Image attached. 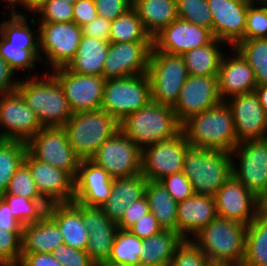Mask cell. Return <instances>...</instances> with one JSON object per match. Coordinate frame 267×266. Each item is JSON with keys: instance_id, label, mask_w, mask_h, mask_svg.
I'll use <instances>...</instances> for the list:
<instances>
[{"instance_id": "cell-1", "label": "cell", "mask_w": 267, "mask_h": 266, "mask_svg": "<svg viewBox=\"0 0 267 266\" xmlns=\"http://www.w3.org/2000/svg\"><path fill=\"white\" fill-rule=\"evenodd\" d=\"M25 75L29 76L19 79L16 88L25 103L43 127H63L73 112L56 78L45 70L42 75Z\"/></svg>"}, {"instance_id": "cell-2", "label": "cell", "mask_w": 267, "mask_h": 266, "mask_svg": "<svg viewBox=\"0 0 267 266\" xmlns=\"http://www.w3.org/2000/svg\"><path fill=\"white\" fill-rule=\"evenodd\" d=\"M181 127L189 145L226 152L237 145L232 112L225 101L189 118Z\"/></svg>"}, {"instance_id": "cell-3", "label": "cell", "mask_w": 267, "mask_h": 266, "mask_svg": "<svg viewBox=\"0 0 267 266\" xmlns=\"http://www.w3.org/2000/svg\"><path fill=\"white\" fill-rule=\"evenodd\" d=\"M246 229L247 226L241 222L217 216L190 240L211 263L242 266Z\"/></svg>"}, {"instance_id": "cell-4", "label": "cell", "mask_w": 267, "mask_h": 266, "mask_svg": "<svg viewBox=\"0 0 267 266\" xmlns=\"http://www.w3.org/2000/svg\"><path fill=\"white\" fill-rule=\"evenodd\" d=\"M181 126L171 107L152 100L119 122V129L141 149L175 138L182 132Z\"/></svg>"}, {"instance_id": "cell-5", "label": "cell", "mask_w": 267, "mask_h": 266, "mask_svg": "<svg viewBox=\"0 0 267 266\" xmlns=\"http://www.w3.org/2000/svg\"><path fill=\"white\" fill-rule=\"evenodd\" d=\"M232 165L231 152L188 145L182 172L191 182L194 194L214 197L233 174Z\"/></svg>"}, {"instance_id": "cell-6", "label": "cell", "mask_w": 267, "mask_h": 266, "mask_svg": "<svg viewBox=\"0 0 267 266\" xmlns=\"http://www.w3.org/2000/svg\"><path fill=\"white\" fill-rule=\"evenodd\" d=\"M63 128L76 155L81 160H90L119 130V122L107 111L98 109L73 113Z\"/></svg>"}, {"instance_id": "cell-7", "label": "cell", "mask_w": 267, "mask_h": 266, "mask_svg": "<svg viewBox=\"0 0 267 266\" xmlns=\"http://www.w3.org/2000/svg\"><path fill=\"white\" fill-rule=\"evenodd\" d=\"M147 75L151 100L173 108L188 77L182 55L169 54L152 47Z\"/></svg>"}, {"instance_id": "cell-8", "label": "cell", "mask_w": 267, "mask_h": 266, "mask_svg": "<svg viewBox=\"0 0 267 266\" xmlns=\"http://www.w3.org/2000/svg\"><path fill=\"white\" fill-rule=\"evenodd\" d=\"M151 101L147 73L105 80L101 109L118 122Z\"/></svg>"}, {"instance_id": "cell-9", "label": "cell", "mask_w": 267, "mask_h": 266, "mask_svg": "<svg viewBox=\"0 0 267 266\" xmlns=\"http://www.w3.org/2000/svg\"><path fill=\"white\" fill-rule=\"evenodd\" d=\"M37 24H39L42 65L46 63L51 70L66 67L77 53L83 36L81 27L73 21L69 23L38 22Z\"/></svg>"}, {"instance_id": "cell-10", "label": "cell", "mask_w": 267, "mask_h": 266, "mask_svg": "<svg viewBox=\"0 0 267 266\" xmlns=\"http://www.w3.org/2000/svg\"><path fill=\"white\" fill-rule=\"evenodd\" d=\"M231 156L233 175L258 199L267 194V140L239 142Z\"/></svg>"}, {"instance_id": "cell-11", "label": "cell", "mask_w": 267, "mask_h": 266, "mask_svg": "<svg viewBox=\"0 0 267 266\" xmlns=\"http://www.w3.org/2000/svg\"><path fill=\"white\" fill-rule=\"evenodd\" d=\"M27 151L35 159L61 169L75 179L81 159L68 142L63 127H43L27 142Z\"/></svg>"}, {"instance_id": "cell-12", "label": "cell", "mask_w": 267, "mask_h": 266, "mask_svg": "<svg viewBox=\"0 0 267 266\" xmlns=\"http://www.w3.org/2000/svg\"><path fill=\"white\" fill-rule=\"evenodd\" d=\"M142 149L120 129L107 139L90 159L112 178L131 177L141 173Z\"/></svg>"}, {"instance_id": "cell-13", "label": "cell", "mask_w": 267, "mask_h": 266, "mask_svg": "<svg viewBox=\"0 0 267 266\" xmlns=\"http://www.w3.org/2000/svg\"><path fill=\"white\" fill-rule=\"evenodd\" d=\"M42 128L37 115L17 90L0 95L1 139L27 143Z\"/></svg>"}, {"instance_id": "cell-14", "label": "cell", "mask_w": 267, "mask_h": 266, "mask_svg": "<svg viewBox=\"0 0 267 266\" xmlns=\"http://www.w3.org/2000/svg\"><path fill=\"white\" fill-rule=\"evenodd\" d=\"M60 84L73 113L101 109L105 78L72 73L66 67L49 71Z\"/></svg>"}, {"instance_id": "cell-15", "label": "cell", "mask_w": 267, "mask_h": 266, "mask_svg": "<svg viewBox=\"0 0 267 266\" xmlns=\"http://www.w3.org/2000/svg\"><path fill=\"white\" fill-rule=\"evenodd\" d=\"M189 145L181 132L173 139L142 148L141 173L149 181L161 179L183 171L184 153Z\"/></svg>"}, {"instance_id": "cell-16", "label": "cell", "mask_w": 267, "mask_h": 266, "mask_svg": "<svg viewBox=\"0 0 267 266\" xmlns=\"http://www.w3.org/2000/svg\"><path fill=\"white\" fill-rule=\"evenodd\" d=\"M221 102L218 90V75H188L180 90L179 98L172 109L176 113L177 120L182 125L189 118Z\"/></svg>"}, {"instance_id": "cell-17", "label": "cell", "mask_w": 267, "mask_h": 266, "mask_svg": "<svg viewBox=\"0 0 267 266\" xmlns=\"http://www.w3.org/2000/svg\"><path fill=\"white\" fill-rule=\"evenodd\" d=\"M153 42H110L102 76L105 80L147 73Z\"/></svg>"}, {"instance_id": "cell-18", "label": "cell", "mask_w": 267, "mask_h": 266, "mask_svg": "<svg viewBox=\"0 0 267 266\" xmlns=\"http://www.w3.org/2000/svg\"><path fill=\"white\" fill-rule=\"evenodd\" d=\"M225 102L232 112L237 144L247 140L265 139L267 112L255 91L233 96Z\"/></svg>"}, {"instance_id": "cell-19", "label": "cell", "mask_w": 267, "mask_h": 266, "mask_svg": "<svg viewBox=\"0 0 267 266\" xmlns=\"http://www.w3.org/2000/svg\"><path fill=\"white\" fill-rule=\"evenodd\" d=\"M217 216L246 226L258 215L259 199L233 174L214 195Z\"/></svg>"}, {"instance_id": "cell-20", "label": "cell", "mask_w": 267, "mask_h": 266, "mask_svg": "<svg viewBox=\"0 0 267 266\" xmlns=\"http://www.w3.org/2000/svg\"><path fill=\"white\" fill-rule=\"evenodd\" d=\"M212 14V34L228 47L244 40L249 0H207Z\"/></svg>"}, {"instance_id": "cell-21", "label": "cell", "mask_w": 267, "mask_h": 266, "mask_svg": "<svg viewBox=\"0 0 267 266\" xmlns=\"http://www.w3.org/2000/svg\"><path fill=\"white\" fill-rule=\"evenodd\" d=\"M24 163L36 182L38 193L49 204L71 203L74 199V179L65 171L35 159L28 151Z\"/></svg>"}, {"instance_id": "cell-22", "label": "cell", "mask_w": 267, "mask_h": 266, "mask_svg": "<svg viewBox=\"0 0 267 266\" xmlns=\"http://www.w3.org/2000/svg\"><path fill=\"white\" fill-rule=\"evenodd\" d=\"M72 202L82 211L83 224L88 229L86 252L97 265L107 261L119 230L117 223L109 220L101 207Z\"/></svg>"}, {"instance_id": "cell-23", "label": "cell", "mask_w": 267, "mask_h": 266, "mask_svg": "<svg viewBox=\"0 0 267 266\" xmlns=\"http://www.w3.org/2000/svg\"><path fill=\"white\" fill-rule=\"evenodd\" d=\"M213 39L209 29L177 18L153 38V46L161 52L183 55L209 44Z\"/></svg>"}, {"instance_id": "cell-24", "label": "cell", "mask_w": 267, "mask_h": 266, "mask_svg": "<svg viewBox=\"0 0 267 266\" xmlns=\"http://www.w3.org/2000/svg\"><path fill=\"white\" fill-rule=\"evenodd\" d=\"M113 178L91 160H81L74 179L73 201L86 206L100 207L112 191Z\"/></svg>"}, {"instance_id": "cell-25", "label": "cell", "mask_w": 267, "mask_h": 266, "mask_svg": "<svg viewBox=\"0 0 267 266\" xmlns=\"http://www.w3.org/2000/svg\"><path fill=\"white\" fill-rule=\"evenodd\" d=\"M230 49L233 50L232 55L230 52L229 56H223L218 72V90L222 101L253 92L257 87L251 66L234 47Z\"/></svg>"}, {"instance_id": "cell-26", "label": "cell", "mask_w": 267, "mask_h": 266, "mask_svg": "<svg viewBox=\"0 0 267 266\" xmlns=\"http://www.w3.org/2000/svg\"><path fill=\"white\" fill-rule=\"evenodd\" d=\"M216 217L214 197L193 194L177 204V233L190 240Z\"/></svg>"}, {"instance_id": "cell-27", "label": "cell", "mask_w": 267, "mask_h": 266, "mask_svg": "<svg viewBox=\"0 0 267 266\" xmlns=\"http://www.w3.org/2000/svg\"><path fill=\"white\" fill-rule=\"evenodd\" d=\"M147 179L139 173L131 177L113 178L108 200L100 207L107 218L118 223L127 206L145 195Z\"/></svg>"}, {"instance_id": "cell-28", "label": "cell", "mask_w": 267, "mask_h": 266, "mask_svg": "<svg viewBox=\"0 0 267 266\" xmlns=\"http://www.w3.org/2000/svg\"><path fill=\"white\" fill-rule=\"evenodd\" d=\"M47 215L58 225L66 245L86 250L88 229L83 224L82 211L73 202L50 204Z\"/></svg>"}, {"instance_id": "cell-29", "label": "cell", "mask_w": 267, "mask_h": 266, "mask_svg": "<svg viewBox=\"0 0 267 266\" xmlns=\"http://www.w3.org/2000/svg\"><path fill=\"white\" fill-rule=\"evenodd\" d=\"M64 243L58 225L46 214L41 220L22 227L21 254L53 253Z\"/></svg>"}, {"instance_id": "cell-30", "label": "cell", "mask_w": 267, "mask_h": 266, "mask_svg": "<svg viewBox=\"0 0 267 266\" xmlns=\"http://www.w3.org/2000/svg\"><path fill=\"white\" fill-rule=\"evenodd\" d=\"M110 41L82 36L77 53L66 68L81 75L102 76Z\"/></svg>"}, {"instance_id": "cell-31", "label": "cell", "mask_w": 267, "mask_h": 266, "mask_svg": "<svg viewBox=\"0 0 267 266\" xmlns=\"http://www.w3.org/2000/svg\"><path fill=\"white\" fill-rule=\"evenodd\" d=\"M132 8L152 38L178 18L177 0H132Z\"/></svg>"}, {"instance_id": "cell-32", "label": "cell", "mask_w": 267, "mask_h": 266, "mask_svg": "<svg viewBox=\"0 0 267 266\" xmlns=\"http://www.w3.org/2000/svg\"><path fill=\"white\" fill-rule=\"evenodd\" d=\"M183 240L177 232L171 230H163L154 236L142 239L140 265L169 266L176 248Z\"/></svg>"}, {"instance_id": "cell-33", "label": "cell", "mask_w": 267, "mask_h": 266, "mask_svg": "<svg viewBox=\"0 0 267 266\" xmlns=\"http://www.w3.org/2000/svg\"><path fill=\"white\" fill-rule=\"evenodd\" d=\"M221 45L223 47H221ZM228 46L223 41L214 38L209 44L192 49L182 55L188 75L214 76L218 75L224 56L223 48ZM221 47V48H220ZM222 49V50H221Z\"/></svg>"}, {"instance_id": "cell-34", "label": "cell", "mask_w": 267, "mask_h": 266, "mask_svg": "<svg viewBox=\"0 0 267 266\" xmlns=\"http://www.w3.org/2000/svg\"><path fill=\"white\" fill-rule=\"evenodd\" d=\"M150 212L163 230L177 232V202L160 182L147 180L145 187Z\"/></svg>"}, {"instance_id": "cell-35", "label": "cell", "mask_w": 267, "mask_h": 266, "mask_svg": "<svg viewBox=\"0 0 267 266\" xmlns=\"http://www.w3.org/2000/svg\"><path fill=\"white\" fill-rule=\"evenodd\" d=\"M242 266H267V221L259 215L247 225Z\"/></svg>"}, {"instance_id": "cell-36", "label": "cell", "mask_w": 267, "mask_h": 266, "mask_svg": "<svg viewBox=\"0 0 267 266\" xmlns=\"http://www.w3.org/2000/svg\"><path fill=\"white\" fill-rule=\"evenodd\" d=\"M110 42H153L137 12L131 8L111 21Z\"/></svg>"}, {"instance_id": "cell-37", "label": "cell", "mask_w": 267, "mask_h": 266, "mask_svg": "<svg viewBox=\"0 0 267 266\" xmlns=\"http://www.w3.org/2000/svg\"><path fill=\"white\" fill-rule=\"evenodd\" d=\"M0 56L15 74L20 70H27L33 75L31 69L36 70L35 63L40 64L41 62L40 46L11 45L1 34Z\"/></svg>"}, {"instance_id": "cell-38", "label": "cell", "mask_w": 267, "mask_h": 266, "mask_svg": "<svg viewBox=\"0 0 267 266\" xmlns=\"http://www.w3.org/2000/svg\"><path fill=\"white\" fill-rule=\"evenodd\" d=\"M27 143L0 140V196L6 192L16 170L24 162Z\"/></svg>"}, {"instance_id": "cell-39", "label": "cell", "mask_w": 267, "mask_h": 266, "mask_svg": "<svg viewBox=\"0 0 267 266\" xmlns=\"http://www.w3.org/2000/svg\"><path fill=\"white\" fill-rule=\"evenodd\" d=\"M234 48L253 69L257 85L267 84V38L244 39Z\"/></svg>"}, {"instance_id": "cell-40", "label": "cell", "mask_w": 267, "mask_h": 266, "mask_svg": "<svg viewBox=\"0 0 267 266\" xmlns=\"http://www.w3.org/2000/svg\"><path fill=\"white\" fill-rule=\"evenodd\" d=\"M0 197L9 205L10 212L23 226L41 220L50 206L45 199H27L13 194H2Z\"/></svg>"}, {"instance_id": "cell-41", "label": "cell", "mask_w": 267, "mask_h": 266, "mask_svg": "<svg viewBox=\"0 0 267 266\" xmlns=\"http://www.w3.org/2000/svg\"><path fill=\"white\" fill-rule=\"evenodd\" d=\"M9 19L0 22V34L17 46H39V30H31L26 15L10 14ZM36 32V34H35ZM35 35V36H34Z\"/></svg>"}, {"instance_id": "cell-42", "label": "cell", "mask_w": 267, "mask_h": 266, "mask_svg": "<svg viewBox=\"0 0 267 266\" xmlns=\"http://www.w3.org/2000/svg\"><path fill=\"white\" fill-rule=\"evenodd\" d=\"M142 239L128 230L119 229L109 259L105 262L140 264Z\"/></svg>"}, {"instance_id": "cell-43", "label": "cell", "mask_w": 267, "mask_h": 266, "mask_svg": "<svg viewBox=\"0 0 267 266\" xmlns=\"http://www.w3.org/2000/svg\"><path fill=\"white\" fill-rule=\"evenodd\" d=\"M177 13L178 18L212 32V14L207 0H177Z\"/></svg>"}, {"instance_id": "cell-44", "label": "cell", "mask_w": 267, "mask_h": 266, "mask_svg": "<svg viewBox=\"0 0 267 266\" xmlns=\"http://www.w3.org/2000/svg\"><path fill=\"white\" fill-rule=\"evenodd\" d=\"M262 38H267V2H252L247 8L244 39Z\"/></svg>"}, {"instance_id": "cell-45", "label": "cell", "mask_w": 267, "mask_h": 266, "mask_svg": "<svg viewBox=\"0 0 267 266\" xmlns=\"http://www.w3.org/2000/svg\"><path fill=\"white\" fill-rule=\"evenodd\" d=\"M21 195L27 199H44L36 189V182L33 179L29 167L23 162L16 170L10 180L5 193Z\"/></svg>"}, {"instance_id": "cell-46", "label": "cell", "mask_w": 267, "mask_h": 266, "mask_svg": "<svg viewBox=\"0 0 267 266\" xmlns=\"http://www.w3.org/2000/svg\"><path fill=\"white\" fill-rule=\"evenodd\" d=\"M36 14L40 16L39 22L69 23L73 19V4L64 0H46Z\"/></svg>"}, {"instance_id": "cell-47", "label": "cell", "mask_w": 267, "mask_h": 266, "mask_svg": "<svg viewBox=\"0 0 267 266\" xmlns=\"http://www.w3.org/2000/svg\"><path fill=\"white\" fill-rule=\"evenodd\" d=\"M22 231L0 228V260L6 266H17L21 258Z\"/></svg>"}, {"instance_id": "cell-48", "label": "cell", "mask_w": 267, "mask_h": 266, "mask_svg": "<svg viewBox=\"0 0 267 266\" xmlns=\"http://www.w3.org/2000/svg\"><path fill=\"white\" fill-rule=\"evenodd\" d=\"M211 262L191 240H183L176 248L169 266H208Z\"/></svg>"}, {"instance_id": "cell-49", "label": "cell", "mask_w": 267, "mask_h": 266, "mask_svg": "<svg viewBox=\"0 0 267 266\" xmlns=\"http://www.w3.org/2000/svg\"><path fill=\"white\" fill-rule=\"evenodd\" d=\"M52 254L62 266H97L86 250L74 249L65 243L59 244Z\"/></svg>"}, {"instance_id": "cell-50", "label": "cell", "mask_w": 267, "mask_h": 266, "mask_svg": "<svg viewBox=\"0 0 267 266\" xmlns=\"http://www.w3.org/2000/svg\"><path fill=\"white\" fill-rule=\"evenodd\" d=\"M159 182L177 203L194 194L192 184L183 172L171 174Z\"/></svg>"}, {"instance_id": "cell-51", "label": "cell", "mask_w": 267, "mask_h": 266, "mask_svg": "<svg viewBox=\"0 0 267 266\" xmlns=\"http://www.w3.org/2000/svg\"><path fill=\"white\" fill-rule=\"evenodd\" d=\"M98 16L113 21L132 8V0H94Z\"/></svg>"}, {"instance_id": "cell-52", "label": "cell", "mask_w": 267, "mask_h": 266, "mask_svg": "<svg viewBox=\"0 0 267 266\" xmlns=\"http://www.w3.org/2000/svg\"><path fill=\"white\" fill-rule=\"evenodd\" d=\"M150 212L149 204L146 196L144 195L137 201L132 202L127 206L120 221L117 223L119 229L128 230L144 215Z\"/></svg>"}, {"instance_id": "cell-53", "label": "cell", "mask_w": 267, "mask_h": 266, "mask_svg": "<svg viewBox=\"0 0 267 266\" xmlns=\"http://www.w3.org/2000/svg\"><path fill=\"white\" fill-rule=\"evenodd\" d=\"M128 231L136 235L139 239H145L160 233L163 229L159 225L156 217L149 212L132 225Z\"/></svg>"}, {"instance_id": "cell-54", "label": "cell", "mask_w": 267, "mask_h": 266, "mask_svg": "<svg viewBox=\"0 0 267 266\" xmlns=\"http://www.w3.org/2000/svg\"><path fill=\"white\" fill-rule=\"evenodd\" d=\"M98 16L94 0H77L73 4V19L79 27L90 23Z\"/></svg>"}, {"instance_id": "cell-55", "label": "cell", "mask_w": 267, "mask_h": 266, "mask_svg": "<svg viewBox=\"0 0 267 266\" xmlns=\"http://www.w3.org/2000/svg\"><path fill=\"white\" fill-rule=\"evenodd\" d=\"M82 35L109 41L111 34V21L97 16L90 23L81 27Z\"/></svg>"}, {"instance_id": "cell-56", "label": "cell", "mask_w": 267, "mask_h": 266, "mask_svg": "<svg viewBox=\"0 0 267 266\" xmlns=\"http://www.w3.org/2000/svg\"><path fill=\"white\" fill-rule=\"evenodd\" d=\"M17 266H62L51 253L21 254Z\"/></svg>"}, {"instance_id": "cell-57", "label": "cell", "mask_w": 267, "mask_h": 266, "mask_svg": "<svg viewBox=\"0 0 267 266\" xmlns=\"http://www.w3.org/2000/svg\"><path fill=\"white\" fill-rule=\"evenodd\" d=\"M15 75L9 65L0 56V95L16 90L19 79H16L14 77Z\"/></svg>"}, {"instance_id": "cell-58", "label": "cell", "mask_w": 267, "mask_h": 266, "mask_svg": "<svg viewBox=\"0 0 267 266\" xmlns=\"http://www.w3.org/2000/svg\"><path fill=\"white\" fill-rule=\"evenodd\" d=\"M23 225L12 215L9 205L0 197V228L22 231Z\"/></svg>"}, {"instance_id": "cell-59", "label": "cell", "mask_w": 267, "mask_h": 266, "mask_svg": "<svg viewBox=\"0 0 267 266\" xmlns=\"http://www.w3.org/2000/svg\"><path fill=\"white\" fill-rule=\"evenodd\" d=\"M46 0H22V8L29 14H35Z\"/></svg>"}, {"instance_id": "cell-60", "label": "cell", "mask_w": 267, "mask_h": 266, "mask_svg": "<svg viewBox=\"0 0 267 266\" xmlns=\"http://www.w3.org/2000/svg\"><path fill=\"white\" fill-rule=\"evenodd\" d=\"M258 96L259 102L267 112V84L264 85H257L256 89L254 90Z\"/></svg>"}, {"instance_id": "cell-61", "label": "cell", "mask_w": 267, "mask_h": 266, "mask_svg": "<svg viewBox=\"0 0 267 266\" xmlns=\"http://www.w3.org/2000/svg\"><path fill=\"white\" fill-rule=\"evenodd\" d=\"M258 215L267 221V194L259 198Z\"/></svg>"}, {"instance_id": "cell-62", "label": "cell", "mask_w": 267, "mask_h": 266, "mask_svg": "<svg viewBox=\"0 0 267 266\" xmlns=\"http://www.w3.org/2000/svg\"><path fill=\"white\" fill-rule=\"evenodd\" d=\"M5 1L8 5V8L11 6V10L9 14H17V15H26L24 12H17L18 10L16 9L17 6H20L19 8H22V0H1Z\"/></svg>"}, {"instance_id": "cell-63", "label": "cell", "mask_w": 267, "mask_h": 266, "mask_svg": "<svg viewBox=\"0 0 267 266\" xmlns=\"http://www.w3.org/2000/svg\"><path fill=\"white\" fill-rule=\"evenodd\" d=\"M97 266H141L140 264L102 262Z\"/></svg>"}, {"instance_id": "cell-64", "label": "cell", "mask_w": 267, "mask_h": 266, "mask_svg": "<svg viewBox=\"0 0 267 266\" xmlns=\"http://www.w3.org/2000/svg\"><path fill=\"white\" fill-rule=\"evenodd\" d=\"M208 266H233L226 263H210Z\"/></svg>"}, {"instance_id": "cell-65", "label": "cell", "mask_w": 267, "mask_h": 266, "mask_svg": "<svg viewBox=\"0 0 267 266\" xmlns=\"http://www.w3.org/2000/svg\"><path fill=\"white\" fill-rule=\"evenodd\" d=\"M251 2H267V0H249Z\"/></svg>"}, {"instance_id": "cell-66", "label": "cell", "mask_w": 267, "mask_h": 266, "mask_svg": "<svg viewBox=\"0 0 267 266\" xmlns=\"http://www.w3.org/2000/svg\"><path fill=\"white\" fill-rule=\"evenodd\" d=\"M64 1L71 3V4H74L77 0H64Z\"/></svg>"}, {"instance_id": "cell-67", "label": "cell", "mask_w": 267, "mask_h": 266, "mask_svg": "<svg viewBox=\"0 0 267 266\" xmlns=\"http://www.w3.org/2000/svg\"><path fill=\"white\" fill-rule=\"evenodd\" d=\"M0 266H6V265L0 260Z\"/></svg>"}]
</instances>
